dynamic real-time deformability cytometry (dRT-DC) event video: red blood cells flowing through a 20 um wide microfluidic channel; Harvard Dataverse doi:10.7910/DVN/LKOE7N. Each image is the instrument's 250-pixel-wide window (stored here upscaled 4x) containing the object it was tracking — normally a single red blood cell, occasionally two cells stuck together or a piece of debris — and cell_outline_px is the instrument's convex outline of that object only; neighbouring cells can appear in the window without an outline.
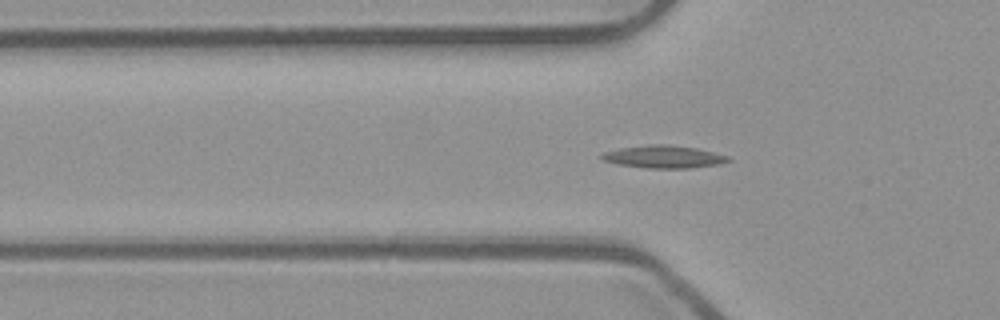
{"species": "common noctule bat (a hibernating species)", "species_latin": "Nyctalus noctula", "temperature_condition": "room temperature", "stored_images_in_passage": 38, "camera_frame_rate_fps": 3000, "um_per_image_px": 0.085, "animal": {"sex": "male", "body_mass_g": 23.1, "forearm_length_mm": 52.7}, "frame": {"image": 1, "passage_image": 2, "time_ms": 0.333, "image_size_px": [1000, 320], "cell_outline_px": [[732, 160], [720, 164], [688, 168], [644, 168], [620, 164], [604, 160], [600, 156], [604, 152], [620, 148], [652, 144], [668, 144], [696, 148], [728, 156]], "centroid_in_image_um": [56.44, 13.32], "position_along_channel_um": 69.4, "area_um2": 16.47}}
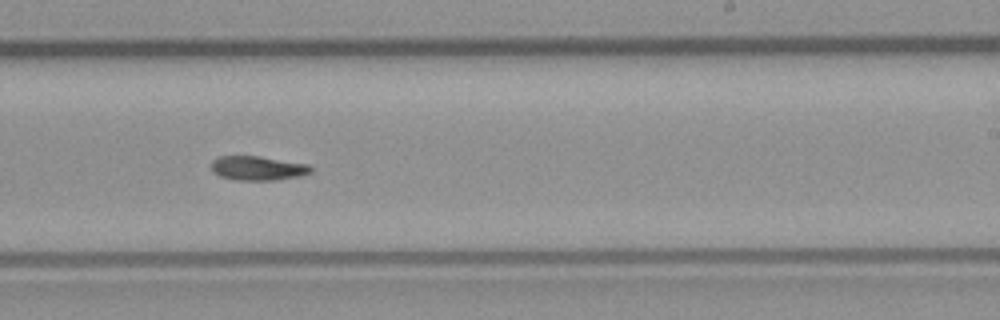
{"frame": {"image": 2, "passage_image": 17, "time_ms": 5.333, "image_size_px": [1000, 320], "cell_outline_px": [[312, 172], [300, 176], [276, 180], [236, 180], [220, 176], [212, 172], [212, 160], [220, 156], [260, 156], [308, 164], [312, 168]], "centroid_in_image_um": [21.91, 14.29], "position_along_channel_um": 267.1, "area_um2": 14.1}}
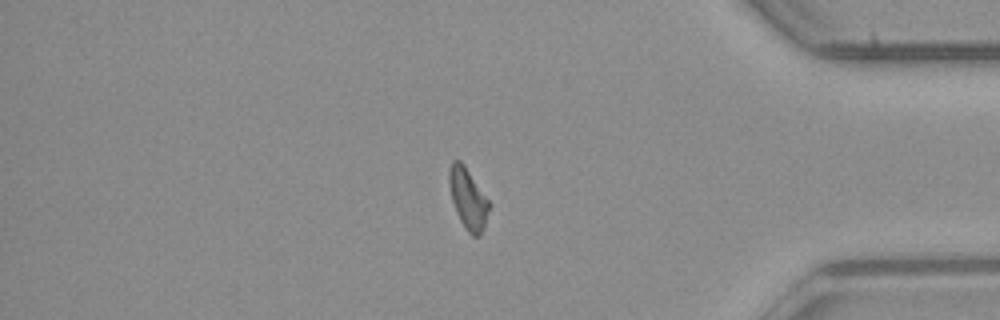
{"frame": {"image": 3, "passage_image": 29, "time_ms": 9.333, "image_size_px": [1000, 320], "cell_outline_px": [[488, 208], [484, 228], [480, 236], [472, 236], [468, 232], [460, 220], [456, 212], [452, 200], [448, 180], [448, 168], [452, 160], [460, 160], [464, 164], [488, 200]], "centroid_in_image_um": [39.74, 16.86], "position_along_channel_um": 395.5, "area_um2": 13.93}}